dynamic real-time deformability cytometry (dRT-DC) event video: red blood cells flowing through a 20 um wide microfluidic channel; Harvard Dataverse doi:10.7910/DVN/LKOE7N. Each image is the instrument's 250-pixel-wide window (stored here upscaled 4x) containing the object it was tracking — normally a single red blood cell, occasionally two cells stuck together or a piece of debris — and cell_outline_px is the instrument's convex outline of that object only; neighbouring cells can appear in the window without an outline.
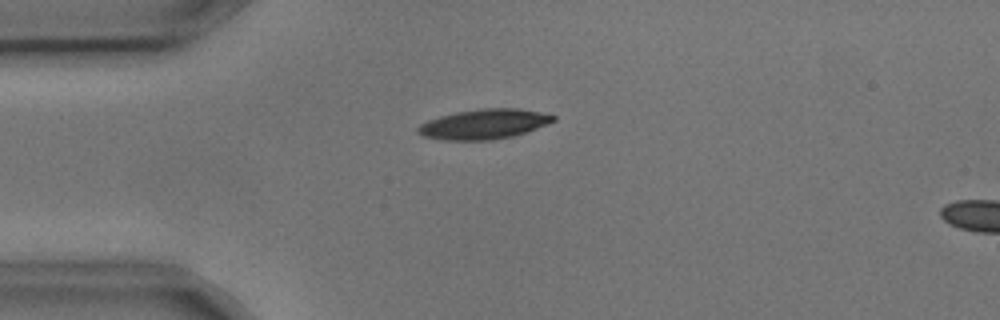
{"species": "common noctule bat (a hibernating species)", "species_latin": "Nyctalus noctula", "temperature_condition": "cold", "stored_images_in_passage": 2, "camera_frame_rate_fps": 3000, "um_per_image_px": 0.085, "animal": {"sex": "male", "body_mass_g": 17.9, "forearm_length_mm": 54.2}, "frame": {"image": 1, "passage_image": 1, "time_ms": 0.0, "image_size_px": [1000, 320], "cell_outline_px": [[556, 120], [548, 124], [512, 136], [492, 140], [444, 140], [424, 136], [416, 132], [416, 128], [420, 124], [428, 120], [440, 116], [456, 112], [480, 108], [520, 108], [556, 116]], "centroid_in_image_um": [41.12, 10.54], "position_along_channel_um": 43.9, "area_um2": 23.52}}